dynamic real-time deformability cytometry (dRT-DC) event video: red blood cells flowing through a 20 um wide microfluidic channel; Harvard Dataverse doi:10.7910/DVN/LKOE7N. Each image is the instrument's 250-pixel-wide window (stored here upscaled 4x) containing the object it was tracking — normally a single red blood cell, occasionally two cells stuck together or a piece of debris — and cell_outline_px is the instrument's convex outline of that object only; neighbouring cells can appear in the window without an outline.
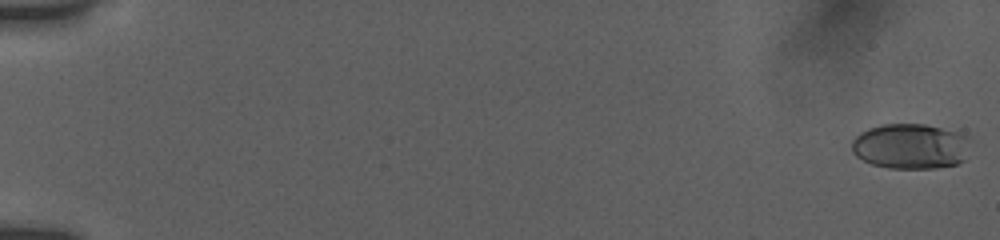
{"species": "human", "species_latin": "Homo sapiens", "temperature_condition": "room temperature", "stored_images_in_passage": 32, "camera_frame_rate_fps": 3000, "um_per_image_px": 0.085, "donor": {"sex": "female"}, "frame": {"image": 1, "passage_image": 1, "time_ms": 0.0, "image_size_px": [1000, 240], "cell_outline_px": [[968, 136], [964, 160], [956, 164], [936, 168], [888, 168], [872, 164], [856, 156], [852, 152], [852, 140], [860, 132], [868, 128], [884, 124], [924, 124], [956, 132]], "centroid_in_image_um": [77.34, 12.43], "position_along_channel_um": 7.7, "area_um2": 31.04}}
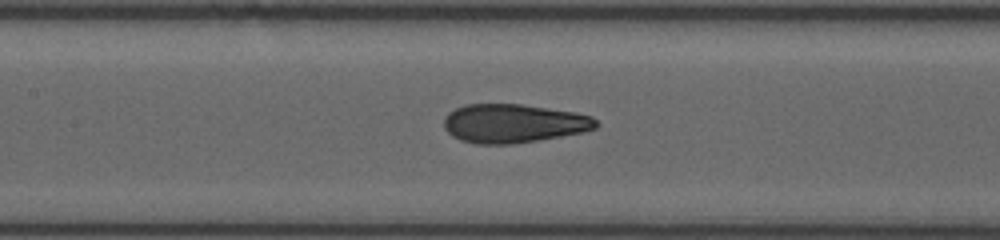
{"frame": {"image": 2, "passage_image": 13, "time_ms": 9.0, "image_size_px": [1000, 240], "cell_outline_px": [[600, 124], [596, 128], [584, 132], [512, 144], [476, 144], [460, 140], [452, 136], [444, 128], [444, 116], [448, 112], [464, 104], [520, 104], [576, 112], [592, 116]], "centroid_in_image_um": [43.64, 10.48], "position_along_channel_um": 163.8, "area_um2": 34.51}}
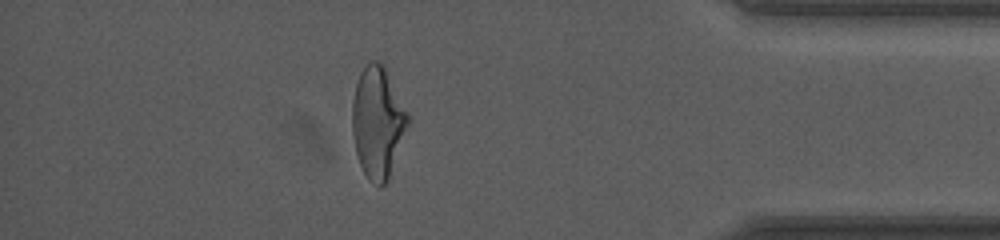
{"frame": {"image": 3, "passage_image": 27, "time_ms": 16.0, "image_size_px": [1000, 240], "cell_outline_px": [[408, 124], [388, 180], [384, 184], [376, 184], [368, 180], [356, 156], [352, 132], [352, 104], [356, 84], [360, 72], [368, 60], [376, 60], [384, 64], [408, 112]], "centroid_in_image_um": [32.09, 10.35], "position_along_channel_um": 403.1, "area_um2": 36.01}, "authors_computed_cell_mechanics": {"area_um2": 34.5355, "velocity_mm_per_s": 3.8574, "shape_relaxation_time_tau1_ms": 7.6923, "shape_relaxation_time_tau2_ms": 1.133, "deformation_change_tau1": 0.2303, "deformation_change_tau2": 0.0838}}